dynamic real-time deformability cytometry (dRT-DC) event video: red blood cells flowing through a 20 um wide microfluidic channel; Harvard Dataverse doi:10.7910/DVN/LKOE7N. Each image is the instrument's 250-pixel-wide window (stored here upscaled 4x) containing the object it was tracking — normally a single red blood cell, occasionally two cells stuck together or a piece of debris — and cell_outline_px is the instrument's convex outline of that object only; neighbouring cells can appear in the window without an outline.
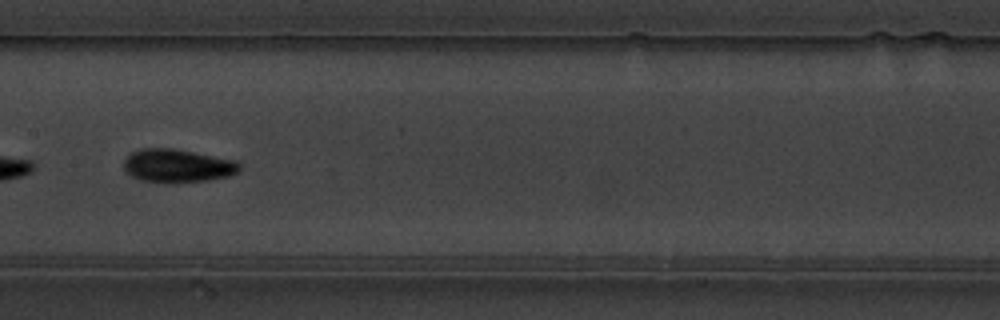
{"species": "common noctule bat (a hibernating species)", "species_latin": "Nyctalus noctula", "temperature_condition": "warm", "stored_images_in_passage": 22, "camera_frame_rate_fps": 3000, "um_per_image_px": 0.085, "animal": {"sex": "male", "body_mass_g": 19.5, "forearm_length_mm": 54.6}, "frame": {"image": 1, "passage_image": 13, "time_ms": 4.0, "image_size_px": [1000, 320], "cell_outline_px": [[240, 168], [236, 172], [228, 176], [208, 180], [144, 180], [132, 176], [124, 168], [124, 160], [132, 152], [140, 148], [172, 148], [236, 160], [240, 164]], "centroid_in_image_um": [15.1, 14.04], "position_along_channel_um": 192.3, "area_um2": 21.5}}
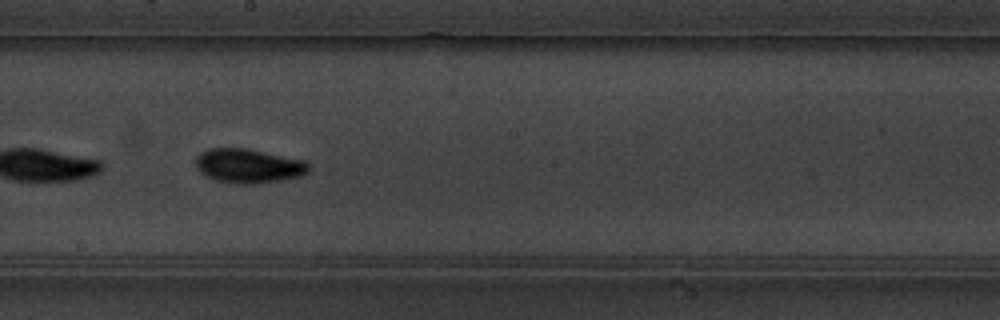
{"frame": {"image": 2, "passage_image": 16, "time_ms": 5.0, "image_size_px": [1000, 320], "cell_outline_px": [[308, 172], [300, 176], [280, 180], [256, 184], [240, 184], [216, 180], [200, 172], [196, 168], [196, 156], [200, 152], [208, 148], [248, 148], [304, 160], [308, 164]], "centroid_in_image_um": [21.1, 14.09], "position_along_channel_um": 227.1, "area_um2": 22.54}}